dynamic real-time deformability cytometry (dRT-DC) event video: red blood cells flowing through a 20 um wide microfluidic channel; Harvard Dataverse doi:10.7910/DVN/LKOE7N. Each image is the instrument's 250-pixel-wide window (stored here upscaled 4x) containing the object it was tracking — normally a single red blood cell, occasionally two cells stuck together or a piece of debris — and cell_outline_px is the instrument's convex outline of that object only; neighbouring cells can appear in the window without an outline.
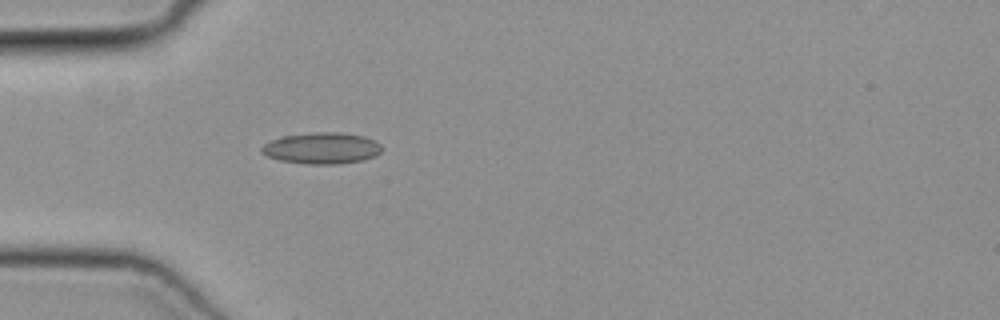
{"species": "common noctule bat (a hibernating species)", "species_latin": "Nyctalus noctula", "temperature_condition": "cold", "stored_images_in_passage": 6, "camera_frame_rate_fps": 3000, "um_per_image_px": 0.085, "animal": {"sex": "female", "body_mass_g": 19.3, "forearm_length_mm": 54.1}, "frame": {"image": 1, "passage_image": 1, "time_ms": 0.0, "image_size_px": [1000, 320], "cell_outline_px": [[380, 152], [376, 156], [364, 160], [336, 164], [308, 164], [280, 160], [268, 156], [260, 152], [260, 148], [264, 144], [280, 136], [316, 132], [340, 132], [364, 136], [376, 140], [380, 144]], "centroid_in_image_um": [27.35, 12.59], "position_along_channel_um": 57.6, "area_um2": 22.02}}